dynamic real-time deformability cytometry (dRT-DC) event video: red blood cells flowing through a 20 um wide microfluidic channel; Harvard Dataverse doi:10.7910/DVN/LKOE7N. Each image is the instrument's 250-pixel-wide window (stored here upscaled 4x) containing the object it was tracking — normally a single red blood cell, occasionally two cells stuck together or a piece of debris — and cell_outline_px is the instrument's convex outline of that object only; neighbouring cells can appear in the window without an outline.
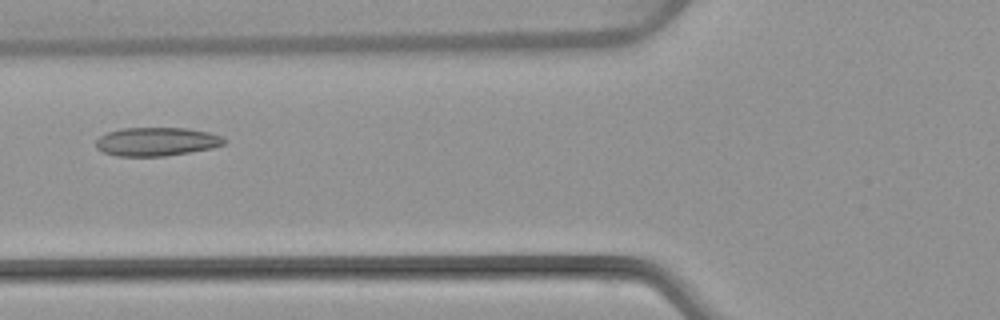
{"species": "common noctule bat (a hibernating species)", "species_latin": "Nyctalus noctula", "temperature_condition": "warm", "stored_images_in_passage": 5, "camera_frame_rate_fps": 3000, "um_per_image_px": 0.085, "animal": {"sex": "female", "body_mass_g": 22.7, "forearm_length_mm": 54.2}, "frame": {"image": 1, "passage_image": 5, "time_ms": 4.667, "image_size_px": [1000, 320], "cell_outline_px": [[228, 140], [224, 144], [212, 148], [164, 156], [116, 156], [104, 152], [96, 148], [96, 140], [100, 136], [108, 132], [120, 128], [188, 128], [208, 132], [220, 136]], "centroid_in_image_um": [13.3, 12.03], "position_along_channel_um": 112.5, "area_um2": 21.33}}